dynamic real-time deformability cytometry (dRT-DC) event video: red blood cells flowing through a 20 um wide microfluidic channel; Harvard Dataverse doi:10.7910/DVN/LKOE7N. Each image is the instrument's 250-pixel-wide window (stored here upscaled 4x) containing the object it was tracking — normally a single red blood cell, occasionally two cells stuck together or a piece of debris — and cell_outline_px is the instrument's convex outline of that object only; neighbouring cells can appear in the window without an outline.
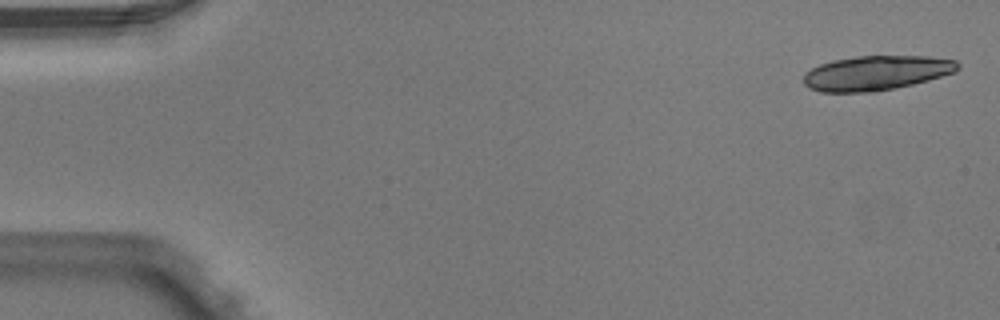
{"species": "Egyptian fruit bat (a non-hibernating species)", "species_latin": "Rousettus aegyptiacus", "temperature_condition": "warm", "stored_images_in_passage": 6, "camera_frame_rate_fps": 3000, "um_per_image_px": 0.085, "animal": {"sex": "male"}, "frame": {"image": 1, "passage_image": 1, "time_ms": 0.0, "image_size_px": [1000, 320], "cell_outline_px": [[960, 68], [956, 72], [928, 80], [912, 84], [872, 92], [820, 92], [808, 88], [804, 84], [804, 72], [820, 64], [832, 60], [856, 56], [928, 56], [956, 60], [960, 64]], "centroid_in_image_um": [74.47, 6.19], "position_along_channel_um": 10.5, "area_um2": 31.21}}